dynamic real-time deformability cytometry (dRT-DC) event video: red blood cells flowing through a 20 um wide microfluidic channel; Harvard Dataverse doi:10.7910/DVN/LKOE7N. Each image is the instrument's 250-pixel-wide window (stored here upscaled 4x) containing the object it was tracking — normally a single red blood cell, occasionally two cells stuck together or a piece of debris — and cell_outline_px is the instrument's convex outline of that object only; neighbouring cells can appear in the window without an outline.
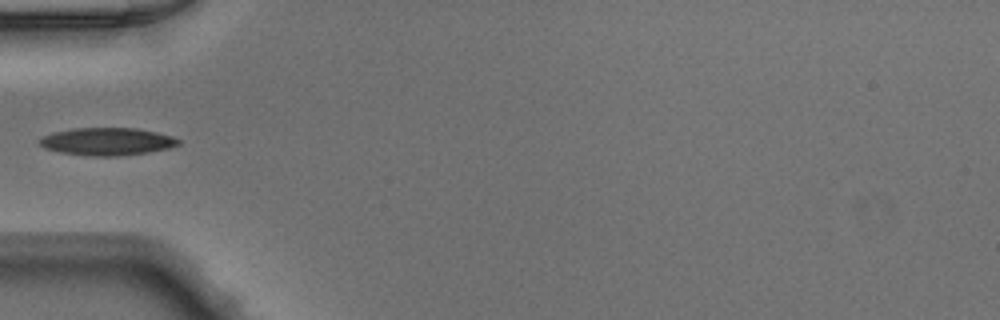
{"species": "Egyptian fruit bat (a non-hibernating species)", "species_latin": "Rousettus aegyptiacus", "temperature_condition": "warm", "stored_images_in_passage": 33, "camera_frame_rate_fps": 3000, "um_per_image_px": 0.085, "animal": {"sex": "male"}, "frame": {"image": 1, "passage_image": 1, "time_ms": 0.0, "image_size_px": [1000, 320], "cell_outline_px": [[180, 144], [168, 148], [148, 152], [120, 156], [92, 156], [60, 152], [44, 148], [36, 140], [40, 136], [52, 132], [76, 128], [136, 128], [156, 132], [172, 136], [180, 140]], "centroid_in_image_um": [9.06, 12.02], "position_along_channel_um": 75.9, "area_um2": 22.43}}
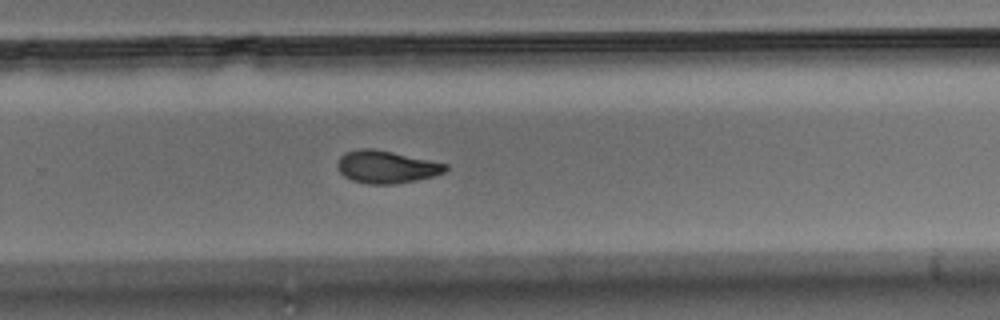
{"frame": {"image": 2, "passage_image": 17, "time_ms": 5.333, "image_size_px": [1000, 320], "cell_outline_px": [[448, 168], [444, 172], [432, 176], [416, 180], [392, 184], [368, 184], [352, 180], [344, 176], [340, 172], [336, 164], [340, 156], [344, 152], [360, 148], [372, 148], [392, 152], [448, 164]], "centroid_in_image_um": [32.8, 14.18], "position_along_channel_um": 297.0, "area_um2": 20.4}}
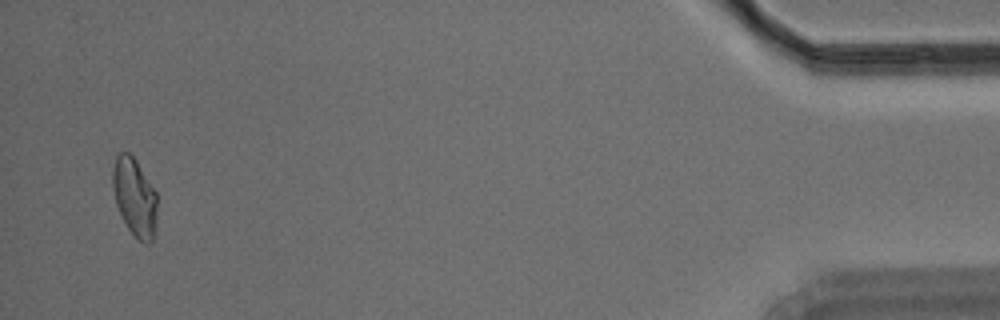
{"frame": {"image": 3, "passage_image": 32, "time_ms": 10.333, "image_size_px": [1000, 320], "cell_outline_px": [[156, 220], [152, 240], [148, 244], [144, 244], [128, 228], [116, 204], [112, 188], [112, 168], [116, 156], [120, 152], [128, 152], [136, 160], [156, 192]], "centroid_in_image_um": [11.42, 16.72], "position_along_channel_um": 423.8, "area_um2": 20.0}}